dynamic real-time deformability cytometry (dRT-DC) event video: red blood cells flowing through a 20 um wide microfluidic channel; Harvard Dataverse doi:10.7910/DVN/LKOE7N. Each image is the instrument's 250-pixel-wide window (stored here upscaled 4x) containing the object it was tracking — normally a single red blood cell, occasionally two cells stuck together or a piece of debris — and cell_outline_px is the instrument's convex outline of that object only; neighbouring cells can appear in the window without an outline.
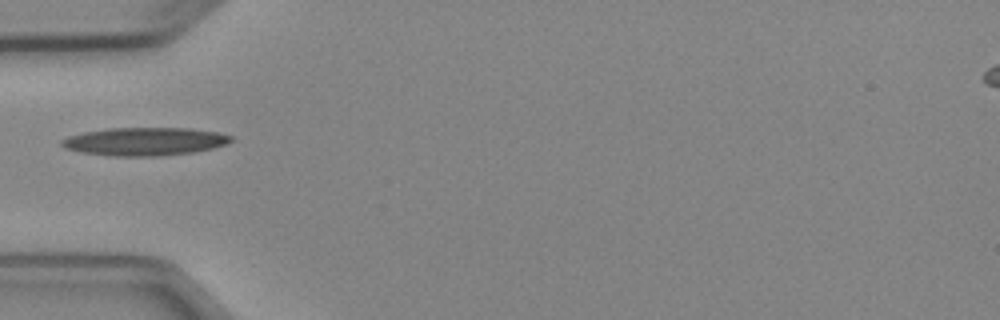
{"species": "Egyptian fruit bat (a non-hibernating species)", "species_latin": "Rousettus aegyptiacus", "temperature_condition": "cold", "stored_images_in_passage": 2, "camera_frame_rate_fps": 3000, "um_per_image_px": 0.085, "animal": {"sex": "female"}, "frame": {"image": 1, "passage_image": 2, "time_ms": 1.0, "image_size_px": [1000, 320], "cell_outline_px": [[232, 140], [224, 144], [212, 148], [192, 152], [160, 156], [112, 156], [80, 152], [64, 148], [60, 144], [60, 140], [68, 136], [84, 132], [112, 128], [188, 128], [216, 132], [232, 136]], "centroid_in_image_um": [12.24, 12.03], "position_along_channel_um": 72.8, "area_um2": 27.57}}